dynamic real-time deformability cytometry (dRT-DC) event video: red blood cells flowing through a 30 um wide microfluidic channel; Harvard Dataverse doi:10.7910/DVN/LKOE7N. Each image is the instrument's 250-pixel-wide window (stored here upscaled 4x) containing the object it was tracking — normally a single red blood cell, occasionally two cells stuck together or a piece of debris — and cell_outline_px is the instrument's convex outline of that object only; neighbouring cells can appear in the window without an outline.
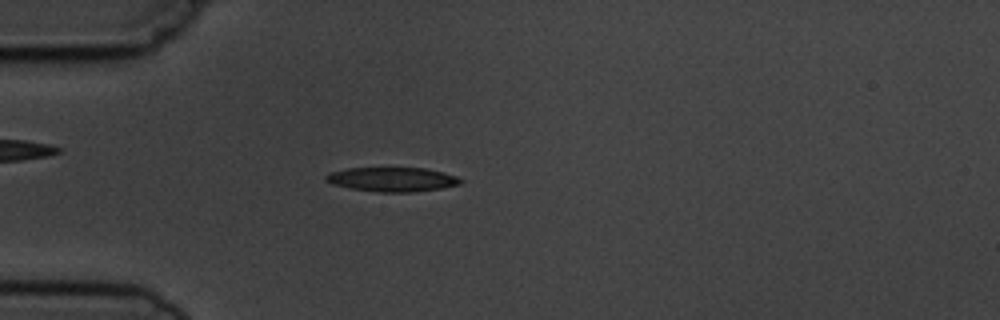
{"species": "common noctule bat (a hibernating species)", "species_latin": "Nyctalus noctula", "temperature_condition": "cold", "stored_images_in_passage": 5, "camera_frame_rate_fps": 3000, "um_per_image_px": 0.085, "animal": {"sex": "male", "body_mass_g": 19.5, "forearm_length_mm": 54.6}, "frame": {"image": 1, "passage_image": 4, "time_ms": 4.333, "image_size_px": [1000, 320], "cell_outline_px": [[464, 180], [460, 184], [440, 188], [412, 192], [380, 192], [348, 188], [332, 184], [324, 180], [324, 176], [332, 172], [348, 168], [424, 168], [444, 172], [456, 176]], "centroid_in_image_um": [33.33, 15.25], "position_along_channel_um": 51.7, "area_um2": 19.02}}